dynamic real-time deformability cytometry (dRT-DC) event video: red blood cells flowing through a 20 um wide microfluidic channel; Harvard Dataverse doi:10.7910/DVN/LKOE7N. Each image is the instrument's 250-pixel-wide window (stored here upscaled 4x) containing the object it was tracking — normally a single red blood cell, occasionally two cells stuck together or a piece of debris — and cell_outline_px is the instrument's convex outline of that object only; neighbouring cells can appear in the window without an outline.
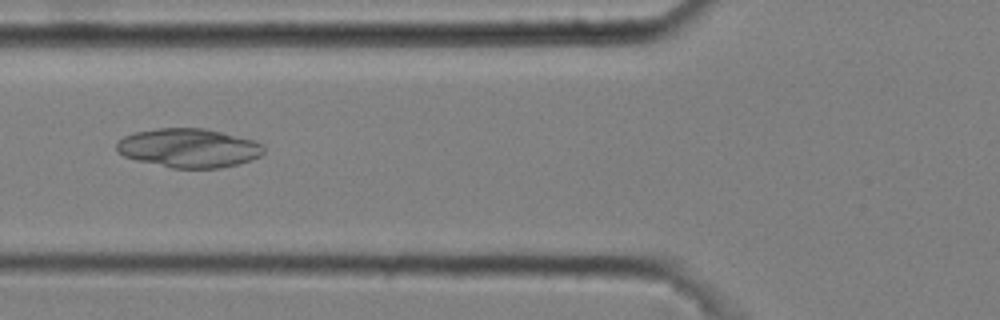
{"species": "common noctule bat (a hibernating species)", "species_latin": "Nyctalus noctula", "temperature_condition": "cold", "stored_images_in_passage": 9, "camera_frame_rate_fps": 3000, "um_per_image_px": 0.085, "animal": {"sex": "male", "body_mass_g": 20.4}, "frame": {"image": 1, "passage_image": 4, "time_ms": 1.0, "image_size_px": [1000, 320], "cell_outline_px": [[264, 152], [260, 156], [252, 160], [240, 164], [220, 168], [172, 168], [136, 160], [124, 156], [116, 148], [116, 144], [124, 136], [136, 132], [156, 128], [204, 128], [256, 140], [264, 144]], "centroid_in_image_um": [16.1, 12.58], "position_along_channel_um": 109.7, "area_um2": 33.58}}
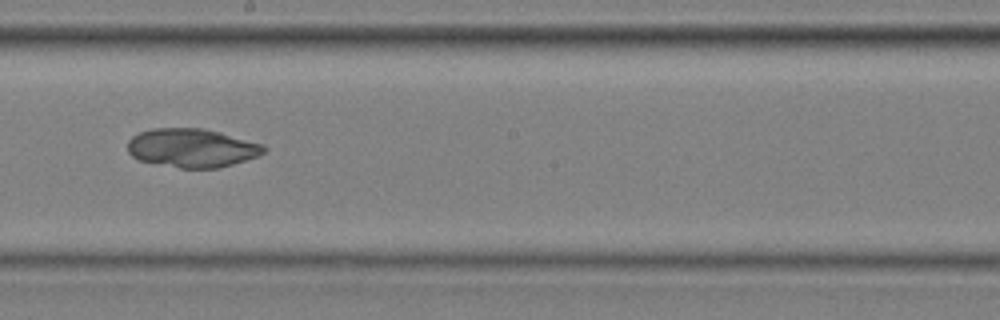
{"frame": {"image": 2, "passage_image": 7, "time_ms": 2.0, "image_size_px": [1000, 320], "cell_outline_px": [[268, 148], [264, 152], [256, 156], [232, 164], [216, 168], [180, 168], [140, 160], [132, 156], [128, 152], [128, 140], [132, 136], [140, 132], [152, 128], [204, 128], [220, 132], [264, 144]], "centroid_in_image_um": [16.31, 12.56], "position_along_channel_um": 231.9, "area_um2": 30.63}}
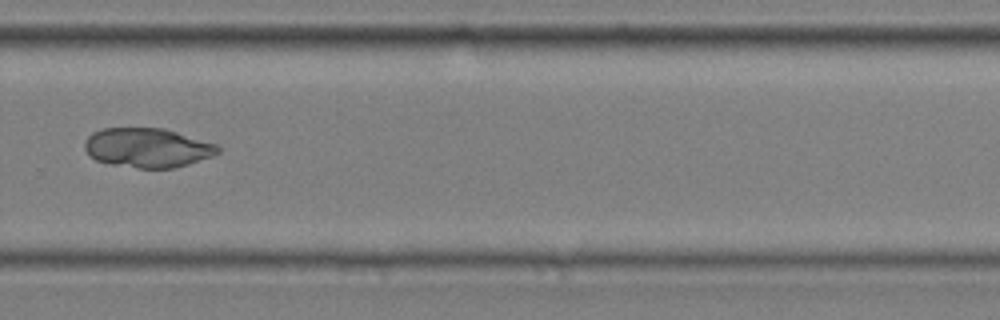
{"frame": {"image": 3, "passage_image": 9, "time_ms": 2.667, "image_size_px": [1000, 320], "cell_outline_px": [[220, 152], [212, 156], [188, 164], [172, 168], [140, 168], [108, 164], [96, 160], [88, 156], [84, 148], [84, 140], [92, 132], [104, 128], [164, 128], [216, 144], [220, 148]], "centroid_in_image_um": [12.49, 12.56], "position_along_channel_um": 317.3, "area_um2": 30.69}}